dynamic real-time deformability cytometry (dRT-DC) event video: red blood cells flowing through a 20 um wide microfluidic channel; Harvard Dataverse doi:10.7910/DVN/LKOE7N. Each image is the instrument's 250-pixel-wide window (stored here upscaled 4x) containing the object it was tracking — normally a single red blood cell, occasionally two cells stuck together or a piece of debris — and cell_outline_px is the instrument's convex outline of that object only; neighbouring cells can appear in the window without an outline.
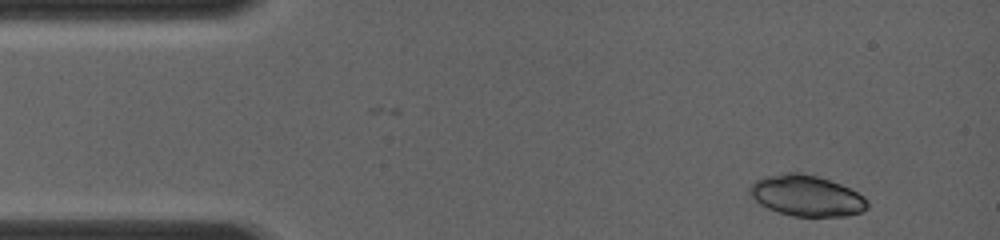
{"species": "common noctule bat (a hibernating species)", "species_latin": "Nyctalus noctula", "temperature_condition": "room temperature", "stored_images_in_passage": 3, "camera_frame_rate_fps": 4000, "um_per_image_px": 0.085, "animal": {"sex": "female", "body_mass_g": 19.0, "forearm_length_mm": 56.7}, "frame": {"image": 1, "passage_image": 3, "time_ms": 1.25, "image_size_px": [1000, 240], "cell_outline_px": [[868, 208], [860, 212], [844, 216], [796, 216], [780, 212], [768, 208], [760, 204], [752, 196], [752, 184], [756, 180], [764, 176], [784, 172], [800, 172], [816, 176], [840, 184], [864, 196], [868, 200]], "centroid_in_image_um": [68.58, 16.63], "position_along_channel_um": 16.4, "area_um2": 27.63}}